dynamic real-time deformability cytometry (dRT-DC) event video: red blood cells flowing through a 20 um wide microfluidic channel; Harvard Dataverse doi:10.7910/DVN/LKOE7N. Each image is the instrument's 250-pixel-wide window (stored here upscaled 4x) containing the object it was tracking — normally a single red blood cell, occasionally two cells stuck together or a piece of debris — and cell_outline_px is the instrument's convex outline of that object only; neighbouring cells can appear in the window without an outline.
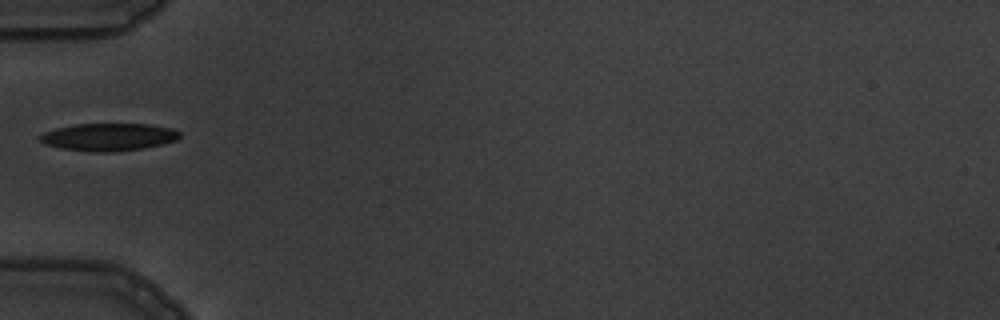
{"species": "common noctule bat (a hibernating species)", "species_latin": "Nyctalus noctula", "temperature_condition": "warm", "stored_images_in_passage": 7, "camera_frame_rate_fps": 3000, "um_per_image_px": 0.085, "animal": {"sex": "male", "body_mass_g": 19.5, "forearm_length_mm": 54.6}, "frame": {"image": 1, "passage_image": 6, "time_ms": 6.0, "image_size_px": [1000, 320], "cell_outline_px": [[180, 136], [176, 140], [144, 148], [108, 152], [104, 152], [60, 148], [44, 144], [40, 140], [40, 136], [44, 132], [56, 128], [76, 124], [152, 124], [172, 128], [180, 132]], "centroid_in_image_um": [9.24, 11.63], "position_along_channel_um": 75.8, "area_um2": 22.2}}